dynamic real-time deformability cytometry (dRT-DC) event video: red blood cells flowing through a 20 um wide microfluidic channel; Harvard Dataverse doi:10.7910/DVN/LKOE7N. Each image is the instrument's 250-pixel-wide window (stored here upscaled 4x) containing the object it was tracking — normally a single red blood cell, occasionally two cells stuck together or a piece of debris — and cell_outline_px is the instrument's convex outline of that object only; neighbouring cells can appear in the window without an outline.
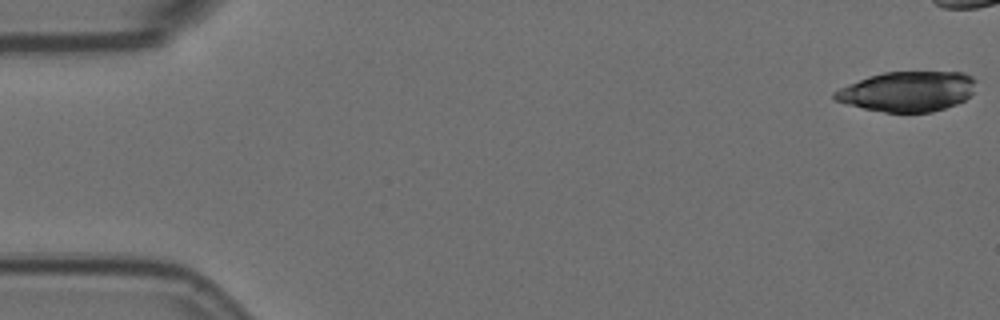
{"species": "Egyptian fruit bat (a non-hibernating species)", "species_latin": "Rousettus aegyptiacus", "temperature_condition": "room temperature", "stored_images_in_passage": 10, "camera_frame_rate_fps": 3000, "um_per_image_px": 0.085, "animal": {"sex": "female"}, "frame": {"image": 1, "passage_image": 1, "time_ms": 0.0, "image_size_px": [1000, 320], "cell_outline_px": [[976, 80], [972, 92], [964, 100], [956, 104], [932, 112], [884, 112], [864, 108], [848, 104], [836, 100], [832, 96], [832, 92], [848, 84], [868, 76], [884, 72], [964, 72], [972, 76]], "centroid_in_image_um": [77.13, 7.76], "position_along_channel_um": 7.9, "area_um2": 32.89}}